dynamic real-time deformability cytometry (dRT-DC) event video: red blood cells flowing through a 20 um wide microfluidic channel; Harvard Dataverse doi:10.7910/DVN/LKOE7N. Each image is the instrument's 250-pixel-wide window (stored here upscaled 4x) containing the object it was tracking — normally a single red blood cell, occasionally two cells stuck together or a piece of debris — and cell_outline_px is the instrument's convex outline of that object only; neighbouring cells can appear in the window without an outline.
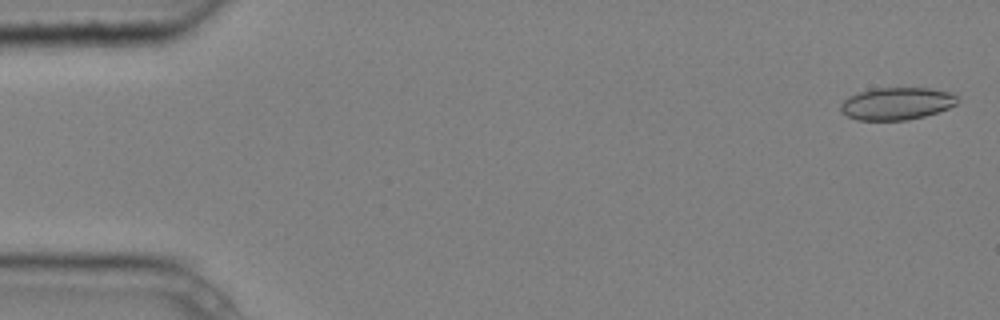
{"species": "common noctule bat (a hibernating species)", "species_latin": "Nyctalus noctula", "temperature_condition": "cold", "stored_images_in_passage": 4, "camera_frame_rate_fps": 3000, "um_per_image_px": 0.085, "animal": {"sex": "male", "body_mass_g": 20.4}, "frame": {"image": 1, "passage_image": 1, "time_ms": 0.0, "image_size_px": [1000, 320], "cell_outline_px": [[960, 100], [956, 104], [948, 108], [924, 116], [904, 120], [856, 120], [840, 112], [840, 104], [848, 96], [872, 88], [932, 88], [956, 92]], "centroid_in_image_um": [76.25, 8.79], "position_along_channel_um": 8.7, "area_um2": 22.31}}
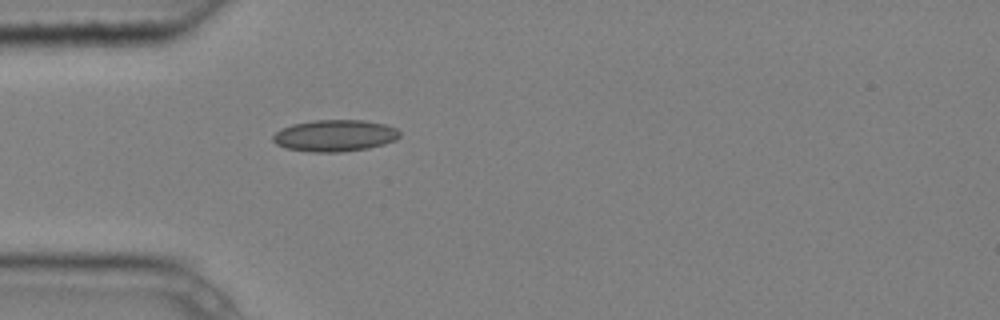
{"frame": {"image": 2, "passage_image": 4, "time_ms": 1.0, "image_size_px": [1000, 320], "cell_outline_px": [[400, 136], [396, 140], [384, 144], [368, 148], [340, 152], [308, 152], [288, 148], [276, 144], [272, 140], [272, 136], [280, 128], [292, 124], [312, 120], [364, 120], [384, 124], [396, 128], [400, 132]], "centroid_in_image_um": [28.45, 11.52], "position_along_channel_um": 56.6, "area_um2": 23.52}}